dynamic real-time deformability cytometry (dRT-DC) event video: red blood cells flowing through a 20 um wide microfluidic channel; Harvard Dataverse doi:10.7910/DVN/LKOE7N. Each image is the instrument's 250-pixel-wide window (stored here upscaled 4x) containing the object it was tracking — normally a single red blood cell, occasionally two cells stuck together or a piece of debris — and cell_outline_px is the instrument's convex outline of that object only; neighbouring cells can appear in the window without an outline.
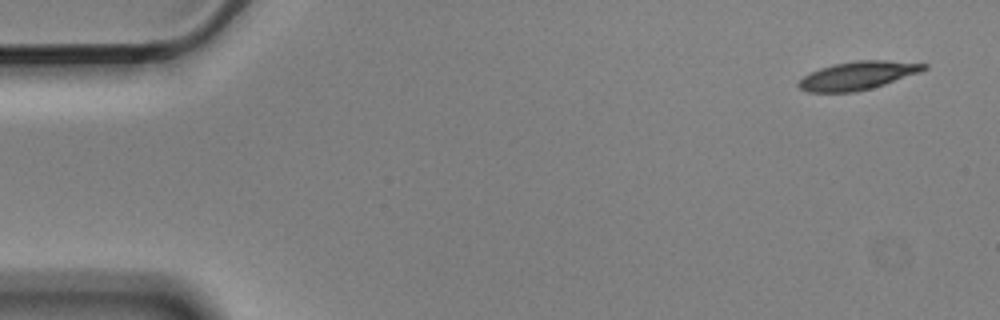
{"species": "Egyptian fruit bat (a non-hibernating species)", "species_latin": "Rousettus aegyptiacus", "temperature_condition": "cold", "stored_images_in_passage": 8, "camera_frame_rate_fps": 3000, "um_per_image_px": 0.085, "animal": {"sex": "male"}, "frame": {"image": 1, "passage_image": 1, "time_ms": 0.0, "image_size_px": [1000, 320], "cell_outline_px": [[928, 68], [920, 72], [872, 88], [856, 92], [808, 92], [800, 88], [796, 84], [804, 76], [820, 68], [832, 64], [856, 60], [884, 60], [928, 64]], "centroid_in_image_um": [72.9, 6.42], "position_along_channel_um": 12.1, "area_um2": 20.52}}
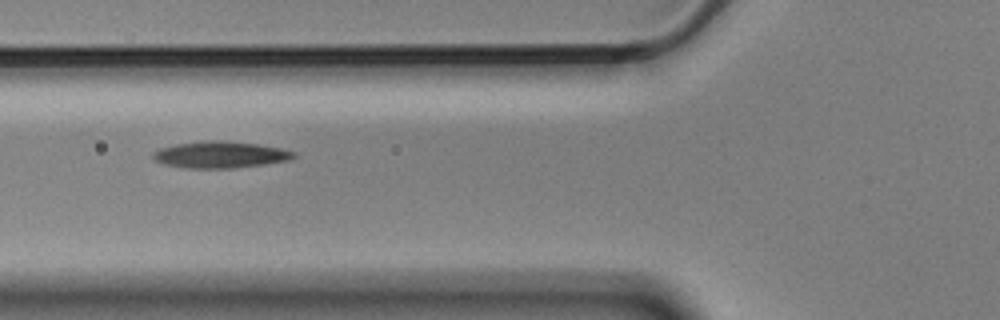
{"frame": {"image": 2, "passage_image": 6, "time_ms": 1.667, "image_size_px": [1000, 320], "cell_outline_px": [[296, 156], [288, 160], [264, 164], [232, 168], [184, 168], [164, 164], [156, 160], [152, 156], [152, 152], [160, 148], [176, 144], [208, 140], [220, 140], [256, 144], [280, 148], [296, 152]], "centroid_in_image_um": [18.7, 13.15], "position_along_channel_um": 107.1, "area_um2": 21.68}}
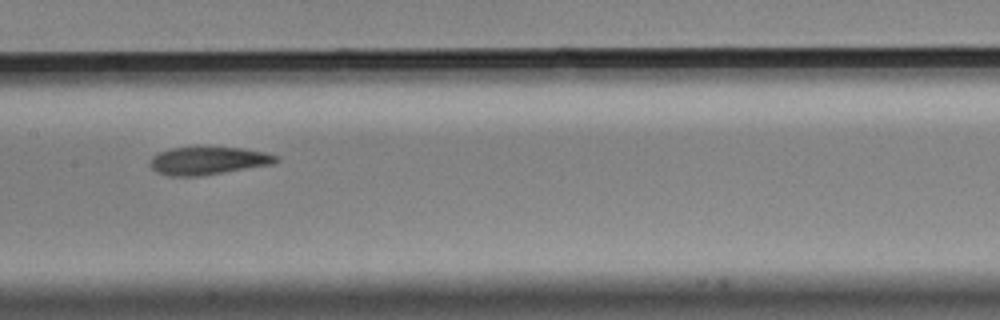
{"frame": {"image": 3, "passage_image": 8, "time_ms": 2.333, "image_size_px": [1000, 320], "cell_outline_px": [[280, 160], [276, 164], [200, 176], [168, 176], [156, 172], [148, 164], [152, 156], [160, 152], [172, 148], [196, 144], [240, 148], [264, 152], [280, 156]], "centroid_in_image_um": [17.7, 13.62], "position_along_channel_um": 189.7, "area_um2": 21.44}}